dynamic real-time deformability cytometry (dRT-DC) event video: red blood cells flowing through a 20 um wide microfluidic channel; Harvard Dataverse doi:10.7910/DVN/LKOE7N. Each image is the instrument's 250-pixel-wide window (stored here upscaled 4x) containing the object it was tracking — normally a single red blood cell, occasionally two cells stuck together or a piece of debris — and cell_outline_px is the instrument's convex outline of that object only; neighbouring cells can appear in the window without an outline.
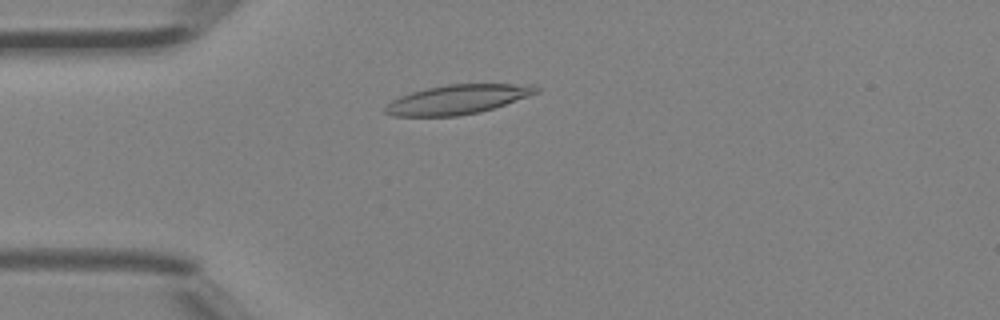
{"species": "Egyptian fruit bat (a non-hibernating species)", "species_latin": "Rousettus aegyptiacus", "temperature_condition": "room temperature", "stored_images_in_passage": 44, "camera_frame_rate_fps": 3000, "um_per_image_px": 0.085, "animal": {"sex": "female"}, "frame": {"image": 1, "passage_image": 10, "time_ms": 3.0, "image_size_px": [1000, 320], "cell_outline_px": [[540, 92], [480, 112], [456, 116], [392, 116], [384, 112], [384, 108], [392, 100], [400, 96], [412, 92], [428, 88], [448, 84], [532, 84], [540, 88]], "centroid_in_image_um": [38.9, 8.45], "position_along_channel_um": 46.1, "area_um2": 25.61}}
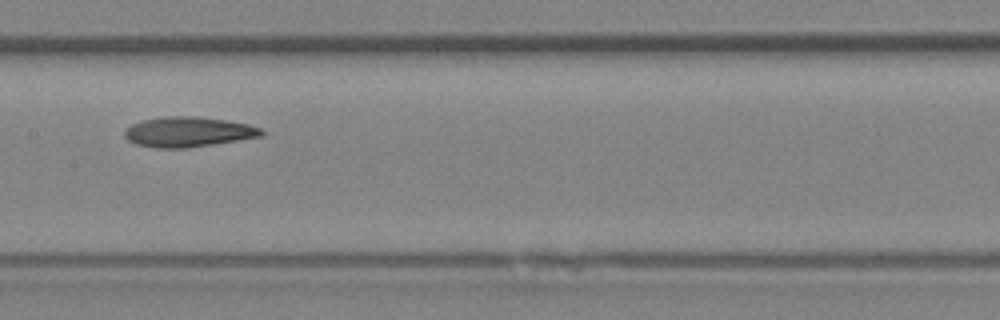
{"frame": {"image": 2, "passage_image": 21, "time_ms": 6.667, "image_size_px": [1000, 320], "cell_outline_px": [[264, 136], [188, 148], [156, 148], [136, 144], [128, 140], [124, 136], [124, 132], [132, 124], [140, 120], [164, 116], [196, 116], [224, 120], [248, 124], [260, 128], [264, 132]], "centroid_in_image_um": [15.99, 11.21], "position_along_channel_um": 191.4, "area_um2": 24.04}}
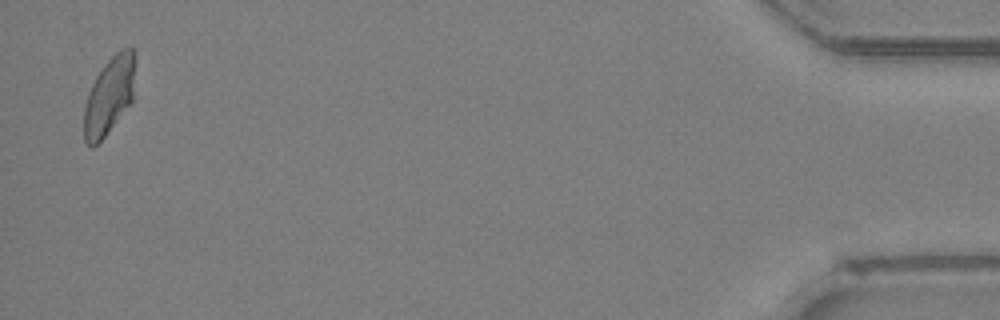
{"frame": {"image": 3, "passage_image": 43, "time_ms": 14.0, "image_size_px": [1000, 320], "cell_outline_px": [[136, 60], [132, 100], [104, 136], [92, 148], [84, 140], [84, 108], [88, 92], [96, 76], [104, 64], [120, 48], [132, 48], [136, 52]], "centroid_in_image_um": [9.29, 8.07], "position_along_channel_um": 425.9, "area_um2": 22.95}, "authors_computed_cell_mechanics": {"area_um2": 24.1026, "velocity_mm_per_s": 4.4315, "shape_relaxation_time_tau1_ms": 8.5367, "shape_relaxation_time_tau2_ms": 3.0983, "deformation_change_tau1": 0.2256, "deformation_change_tau2": 0.0874}}